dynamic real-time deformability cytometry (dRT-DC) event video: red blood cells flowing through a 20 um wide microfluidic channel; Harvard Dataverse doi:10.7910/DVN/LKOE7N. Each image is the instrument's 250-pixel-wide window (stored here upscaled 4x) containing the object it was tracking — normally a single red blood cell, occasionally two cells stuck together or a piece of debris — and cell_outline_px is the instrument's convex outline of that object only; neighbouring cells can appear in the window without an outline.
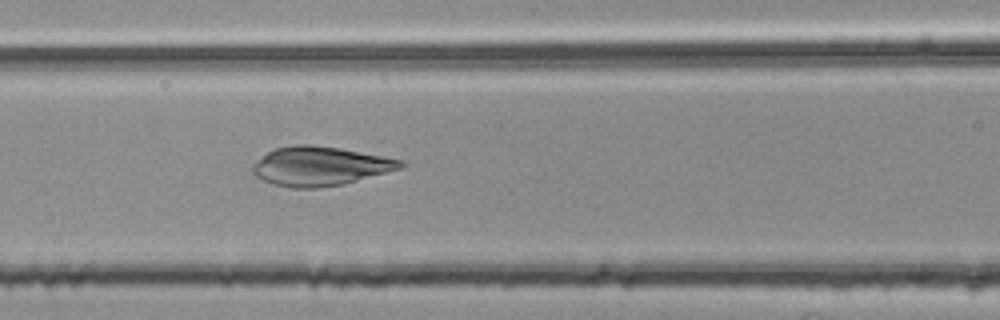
{"species": "common noctule bat (a hibernating species)", "species_latin": "Nyctalus noctula", "temperature_condition": "room temperature", "stored_images_in_passage": 33, "camera_frame_rate_fps": 3000, "um_per_image_px": 0.085, "animal": {"sex": "female", "body_mass_g": 25.1}, "frame": {"image": 1, "passage_image": 10, "time_ms": 3.0, "image_size_px": [1000, 320], "cell_outline_px": [[404, 164], [400, 168], [344, 184], [316, 188], [292, 188], [272, 184], [256, 176], [252, 172], [252, 164], [268, 152], [276, 148], [296, 144], [312, 144], [340, 148], [404, 160]], "centroid_in_image_um": [27.17, 14.12], "position_along_channel_um": 139.4, "area_um2": 33.52}}
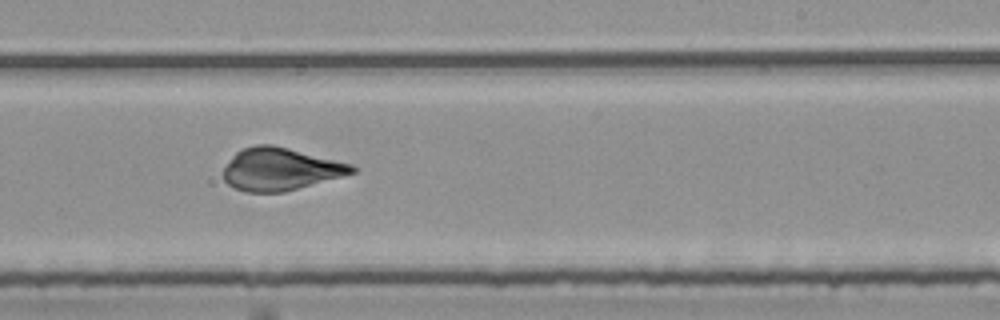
{"frame": {"image": 2, "passage_image": 20, "time_ms": 6.333, "image_size_px": [1000, 320], "cell_outline_px": [[356, 172], [284, 192], [248, 192], [236, 188], [228, 184], [224, 180], [224, 168], [232, 156], [240, 148], [256, 144], [272, 144], [352, 164], [356, 168]], "centroid_in_image_um": [23.8, 14.36], "position_along_channel_um": 265.2, "area_um2": 31.62}}
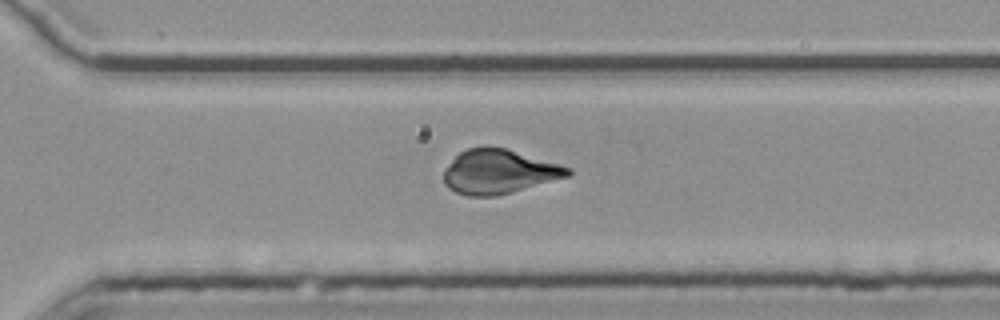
{"frame": {"image": 3, "passage_image": 25, "time_ms": 8.0, "image_size_px": [1000, 320], "cell_outline_px": [[572, 172], [568, 176], [512, 192], [496, 196], [468, 196], [456, 192], [448, 188], [444, 184], [444, 172], [452, 160], [460, 152], [468, 148], [484, 144], [488, 144], [504, 148], [560, 164], [572, 168]], "centroid_in_image_um": [42.39, 14.57], "position_along_channel_um": 328.2, "area_um2": 32.02}}